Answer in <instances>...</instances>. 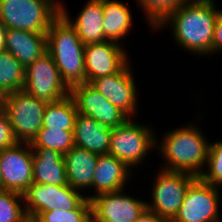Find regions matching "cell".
<instances>
[{"label": "cell", "instance_id": "6da1fadb", "mask_svg": "<svg viewBox=\"0 0 222 222\" xmlns=\"http://www.w3.org/2000/svg\"><path fill=\"white\" fill-rule=\"evenodd\" d=\"M216 0H188L173 10L154 30L169 24L178 46L196 55H211L218 10ZM217 8V9H216Z\"/></svg>", "mask_w": 222, "mask_h": 222}, {"label": "cell", "instance_id": "7a4b0ae2", "mask_svg": "<svg viewBox=\"0 0 222 222\" xmlns=\"http://www.w3.org/2000/svg\"><path fill=\"white\" fill-rule=\"evenodd\" d=\"M200 129L191 123L165 133L162 142L156 145L162 158L165 157L163 170L186 172L197 177L203 173L210 142Z\"/></svg>", "mask_w": 222, "mask_h": 222}, {"label": "cell", "instance_id": "3957f363", "mask_svg": "<svg viewBox=\"0 0 222 222\" xmlns=\"http://www.w3.org/2000/svg\"><path fill=\"white\" fill-rule=\"evenodd\" d=\"M84 50L77 32L60 14L47 31V52L69 88L86 82Z\"/></svg>", "mask_w": 222, "mask_h": 222}, {"label": "cell", "instance_id": "277c9868", "mask_svg": "<svg viewBox=\"0 0 222 222\" xmlns=\"http://www.w3.org/2000/svg\"><path fill=\"white\" fill-rule=\"evenodd\" d=\"M58 0H0V21L12 29L47 33L60 15Z\"/></svg>", "mask_w": 222, "mask_h": 222}, {"label": "cell", "instance_id": "5b68a950", "mask_svg": "<svg viewBox=\"0 0 222 222\" xmlns=\"http://www.w3.org/2000/svg\"><path fill=\"white\" fill-rule=\"evenodd\" d=\"M47 103L24 89L5 95L2 109L18 142L31 143L37 136Z\"/></svg>", "mask_w": 222, "mask_h": 222}, {"label": "cell", "instance_id": "8992f818", "mask_svg": "<svg viewBox=\"0 0 222 222\" xmlns=\"http://www.w3.org/2000/svg\"><path fill=\"white\" fill-rule=\"evenodd\" d=\"M150 127L129 119L125 124L112 128L108 154L124 162L130 169L142 164L158 142Z\"/></svg>", "mask_w": 222, "mask_h": 222}, {"label": "cell", "instance_id": "52a82bcc", "mask_svg": "<svg viewBox=\"0 0 222 222\" xmlns=\"http://www.w3.org/2000/svg\"><path fill=\"white\" fill-rule=\"evenodd\" d=\"M198 177L186 172L160 169L152 188V202L147 209L156 213L167 222L177 215L189 186Z\"/></svg>", "mask_w": 222, "mask_h": 222}, {"label": "cell", "instance_id": "ba28073f", "mask_svg": "<svg viewBox=\"0 0 222 222\" xmlns=\"http://www.w3.org/2000/svg\"><path fill=\"white\" fill-rule=\"evenodd\" d=\"M24 90L46 102H56L70 94L53 57L46 51L25 67Z\"/></svg>", "mask_w": 222, "mask_h": 222}, {"label": "cell", "instance_id": "9c48e42d", "mask_svg": "<svg viewBox=\"0 0 222 222\" xmlns=\"http://www.w3.org/2000/svg\"><path fill=\"white\" fill-rule=\"evenodd\" d=\"M82 193L69 184L58 186L33 183L23 194L24 208L26 213L38 217L50 210L69 211L76 209L86 199Z\"/></svg>", "mask_w": 222, "mask_h": 222}, {"label": "cell", "instance_id": "30bf717a", "mask_svg": "<svg viewBox=\"0 0 222 222\" xmlns=\"http://www.w3.org/2000/svg\"><path fill=\"white\" fill-rule=\"evenodd\" d=\"M219 187L199 177L189 186L180 209L171 222H221Z\"/></svg>", "mask_w": 222, "mask_h": 222}, {"label": "cell", "instance_id": "8fae6325", "mask_svg": "<svg viewBox=\"0 0 222 222\" xmlns=\"http://www.w3.org/2000/svg\"><path fill=\"white\" fill-rule=\"evenodd\" d=\"M3 190L24 194L33 184V149L30 143L17 142L0 151Z\"/></svg>", "mask_w": 222, "mask_h": 222}, {"label": "cell", "instance_id": "7c38bea8", "mask_svg": "<svg viewBox=\"0 0 222 222\" xmlns=\"http://www.w3.org/2000/svg\"><path fill=\"white\" fill-rule=\"evenodd\" d=\"M69 95L73 98L78 113L94 118L104 127L112 129L125 124L130 119L90 83L85 82L71 87Z\"/></svg>", "mask_w": 222, "mask_h": 222}, {"label": "cell", "instance_id": "4fadbf2b", "mask_svg": "<svg viewBox=\"0 0 222 222\" xmlns=\"http://www.w3.org/2000/svg\"><path fill=\"white\" fill-rule=\"evenodd\" d=\"M121 191L93 196L91 214L100 222H135L147 209V202ZM124 194V195H123Z\"/></svg>", "mask_w": 222, "mask_h": 222}, {"label": "cell", "instance_id": "5bb4252c", "mask_svg": "<svg viewBox=\"0 0 222 222\" xmlns=\"http://www.w3.org/2000/svg\"><path fill=\"white\" fill-rule=\"evenodd\" d=\"M129 62L112 75L96 78L90 84L130 119L137 112V87Z\"/></svg>", "mask_w": 222, "mask_h": 222}, {"label": "cell", "instance_id": "9a60e30c", "mask_svg": "<svg viewBox=\"0 0 222 222\" xmlns=\"http://www.w3.org/2000/svg\"><path fill=\"white\" fill-rule=\"evenodd\" d=\"M86 83L118 73L128 62L127 52L119 43L103 41L85 45Z\"/></svg>", "mask_w": 222, "mask_h": 222}, {"label": "cell", "instance_id": "2e32d148", "mask_svg": "<svg viewBox=\"0 0 222 222\" xmlns=\"http://www.w3.org/2000/svg\"><path fill=\"white\" fill-rule=\"evenodd\" d=\"M121 160L110 154H102L98 156L92 186L95 194L86 196L91 199L100 193L121 191L125 188V184L130 180L132 171Z\"/></svg>", "mask_w": 222, "mask_h": 222}, {"label": "cell", "instance_id": "e0dca14e", "mask_svg": "<svg viewBox=\"0 0 222 222\" xmlns=\"http://www.w3.org/2000/svg\"><path fill=\"white\" fill-rule=\"evenodd\" d=\"M65 8L60 3V14L75 29L84 45L106 41L103 31L102 0H88L75 22L70 19Z\"/></svg>", "mask_w": 222, "mask_h": 222}, {"label": "cell", "instance_id": "ac0fdd59", "mask_svg": "<svg viewBox=\"0 0 222 222\" xmlns=\"http://www.w3.org/2000/svg\"><path fill=\"white\" fill-rule=\"evenodd\" d=\"M4 49L26 67L47 51V33L7 28Z\"/></svg>", "mask_w": 222, "mask_h": 222}, {"label": "cell", "instance_id": "d6986e66", "mask_svg": "<svg viewBox=\"0 0 222 222\" xmlns=\"http://www.w3.org/2000/svg\"><path fill=\"white\" fill-rule=\"evenodd\" d=\"M112 129L104 127L94 118L78 113L73 129L74 146L98 155L108 154Z\"/></svg>", "mask_w": 222, "mask_h": 222}, {"label": "cell", "instance_id": "ffe728a7", "mask_svg": "<svg viewBox=\"0 0 222 222\" xmlns=\"http://www.w3.org/2000/svg\"><path fill=\"white\" fill-rule=\"evenodd\" d=\"M98 154L74 146L63 155L68 184L80 192L90 189L97 165Z\"/></svg>", "mask_w": 222, "mask_h": 222}, {"label": "cell", "instance_id": "44dd1931", "mask_svg": "<svg viewBox=\"0 0 222 222\" xmlns=\"http://www.w3.org/2000/svg\"><path fill=\"white\" fill-rule=\"evenodd\" d=\"M33 149V183L47 185L68 184L63 155L52 149Z\"/></svg>", "mask_w": 222, "mask_h": 222}, {"label": "cell", "instance_id": "7402d4cb", "mask_svg": "<svg viewBox=\"0 0 222 222\" xmlns=\"http://www.w3.org/2000/svg\"><path fill=\"white\" fill-rule=\"evenodd\" d=\"M102 6L104 37L118 43L131 30L132 12L122 1L102 0Z\"/></svg>", "mask_w": 222, "mask_h": 222}, {"label": "cell", "instance_id": "603a6c76", "mask_svg": "<svg viewBox=\"0 0 222 222\" xmlns=\"http://www.w3.org/2000/svg\"><path fill=\"white\" fill-rule=\"evenodd\" d=\"M77 114L75 102L70 95L49 102L45 107L42 128L73 131Z\"/></svg>", "mask_w": 222, "mask_h": 222}, {"label": "cell", "instance_id": "cb8c5ba5", "mask_svg": "<svg viewBox=\"0 0 222 222\" xmlns=\"http://www.w3.org/2000/svg\"><path fill=\"white\" fill-rule=\"evenodd\" d=\"M25 67L5 49L0 50V90L4 95L24 88Z\"/></svg>", "mask_w": 222, "mask_h": 222}, {"label": "cell", "instance_id": "d4e9b609", "mask_svg": "<svg viewBox=\"0 0 222 222\" xmlns=\"http://www.w3.org/2000/svg\"><path fill=\"white\" fill-rule=\"evenodd\" d=\"M32 148H46L66 154L74 147L73 131L41 128L30 143Z\"/></svg>", "mask_w": 222, "mask_h": 222}, {"label": "cell", "instance_id": "484cf974", "mask_svg": "<svg viewBox=\"0 0 222 222\" xmlns=\"http://www.w3.org/2000/svg\"><path fill=\"white\" fill-rule=\"evenodd\" d=\"M151 28L155 29L173 10L188 0H137Z\"/></svg>", "mask_w": 222, "mask_h": 222}, {"label": "cell", "instance_id": "4316f807", "mask_svg": "<svg viewBox=\"0 0 222 222\" xmlns=\"http://www.w3.org/2000/svg\"><path fill=\"white\" fill-rule=\"evenodd\" d=\"M20 201L24 203L23 194L0 190V222H18L26 214Z\"/></svg>", "mask_w": 222, "mask_h": 222}, {"label": "cell", "instance_id": "83f0119b", "mask_svg": "<svg viewBox=\"0 0 222 222\" xmlns=\"http://www.w3.org/2000/svg\"><path fill=\"white\" fill-rule=\"evenodd\" d=\"M206 166L199 178L215 187L222 186V141L210 143Z\"/></svg>", "mask_w": 222, "mask_h": 222}, {"label": "cell", "instance_id": "f1b7e54d", "mask_svg": "<svg viewBox=\"0 0 222 222\" xmlns=\"http://www.w3.org/2000/svg\"><path fill=\"white\" fill-rule=\"evenodd\" d=\"M91 215V201L85 199L76 209L69 211L50 210L43 212L40 222H85Z\"/></svg>", "mask_w": 222, "mask_h": 222}, {"label": "cell", "instance_id": "f546056e", "mask_svg": "<svg viewBox=\"0 0 222 222\" xmlns=\"http://www.w3.org/2000/svg\"><path fill=\"white\" fill-rule=\"evenodd\" d=\"M16 140L12 126L4 110L0 109V151L13 146Z\"/></svg>", "mask_w": 222, "mask_h": 222}, {"label": "cell", "instance_id": "4dcf8cb0", "mask_svg": "<svg viewBox=\"0 0 222 222\" xmlns=\"http://www.w3.org/2000/svg\"><path fill=\"white\" fill-rule=\"evenodd\" d=\"M219 51L222 52V11L216 18L214 36L212 41V54H215Z\"/></svg>", "mask_w": 222, "mask_h": 222}, {"label": "cell", "instance_id": "1f68e13d", "mask_svg": "<svg viewBox=\"0 0 222 222\" xmlns=\"http://www.w3.org/2000/svg\"><path fill=\"white\" fill-rule=\"evenodd\" d=\"M135 222H167L165 219L158 216L156 213L146 209L142 215H140Z\"/></svg>", "mask_w": 222, "mask_h": 222}, {"label": "cell", "instance_id": "d6a6232c", "mask_svg": "<svg viewBox=\"0 0 222 222\" xmlns=\"http://www.w3.org/2000/svg\"><path fill=\"white\" fill-rule=\"evenodd\" d=\"M7 27L0 21V50L4 49Z\"/></svg>", "mask_w": 222, "mask_h": 222}, {"label": "cell", "instance_id": "836d02e7", "mask_svg": "<svg viewBox=\"0 0 222 222\" xmlns=\"http://www.w3.org/2000/svg\"><path fill=\"white\" fill-rule=\"evenodd\" d=\"M18 222H40V219L36 215L26 213Z\"/></svg>", "mask_w": 222, "mask_h": 222}, {"label": "cell", "instance_id": "e575fe53", "mask_svg": "<svg viewBox=\"0 0 222 222\" xmlns=\"http://www.w3.org/2000/svg\"><path fill=\"white\" fill-rule=\"evenodd\" d=\"M4 97H5V95H4V94L2 93V91L0 90V109H1L2 106H3Z\"/></svg>", "mask_w": 222, "mask_h": 222}, {"label": "cell", "instance_id": "d590c367", "mask_svg": "<svg viewBox=\"0 0 222 222\" xmlns=\"http://www.w3.org/2000/svg\"><path fill=\"white\" fill-rule=\"evenodd\" d=\"M85 222H100L98 221L92 214L89 216V218Z\"/></svg>", "mask_w": 222, "mask_h": 222}, {"label": "cell", "instance_id": "8d00e7d4", "mask_svg": "<svg viewBox=\"0 0 222 222\" xmlns=\"http://www.w3.org/2000/svg\"><path fill=\"white\" fill-rule=\"evenodd\" d=\"M0 190H3V181L1 177V167H0Z\"/></svg>", "mask_w": 222, "mask_h": 222}]
</instances>
